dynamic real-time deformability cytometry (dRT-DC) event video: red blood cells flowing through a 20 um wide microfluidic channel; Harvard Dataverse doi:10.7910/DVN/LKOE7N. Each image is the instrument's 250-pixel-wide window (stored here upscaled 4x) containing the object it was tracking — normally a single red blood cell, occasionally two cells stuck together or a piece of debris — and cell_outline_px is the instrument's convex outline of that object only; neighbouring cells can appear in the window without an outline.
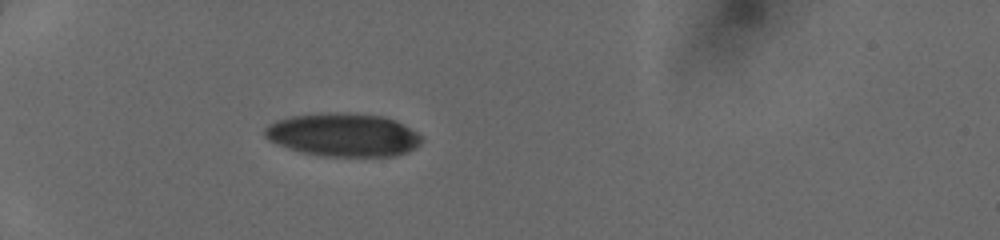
{"species": "human", "species_latin": "Homo sapiens", "temperature_condition": "cold", "stored_images_in_passage": 28, "camera_frame_rate_fps": 3000, "um_per_image_px": 0.085, "donor": {"sex": "female"}, "frame": {"image": 1, "passage_image": 1, "time_ms": 0.0, "image_size_px": [1000, 240], "cell_outline_px": [[420, 144], [416, 148], [408, 152], [392, 156], [324, 156], [300, 152], [288, 148], [268, 140], [264, 136], [264, 128], [268, 124], [276, 120], [288, 116], [328, 112], [348, 112], [384, 116], [396, 120], [416, 132], [420, 136]], "centroid_in_image_um": [29.14, 11.45], "position_along_channel_um": 55.9, "area_um2": 39.82}}
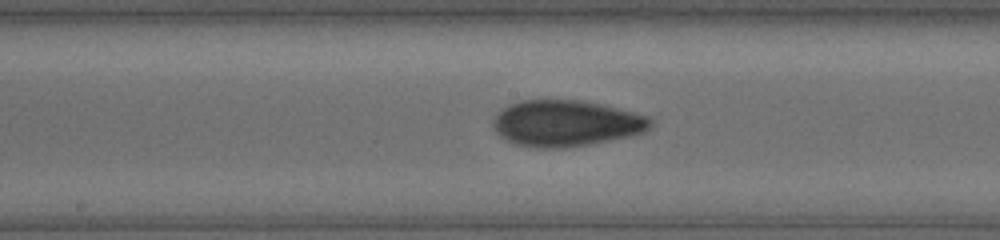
{"frame": {"image": 2, "passage_image": 13, "time_ms": 4.0, "image_size_px": [1000, 240], "cell_outline_px": [[652, 128], [644, 132], [628, 136], [588, 144], [564, 148], [536, 148], [516, 144], [504, 140], [496, 132], [492, 124], [496, 116], [508, 104], [520, 100], [580, 100], [600, 104], [648, 116], [652, 120]], "centroid_in_image_um": [48.09, 10.48], "position_along_channel_um": 200.1, "area_um2": 42.19}}
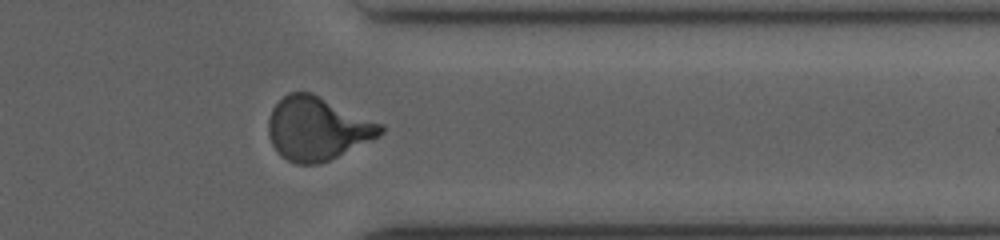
{"frame": {"image": 3, "passage_image": 26, "time_ms": 8.333, "image_size_px": [1000, 240], "cell_outline_px": [[384, 132], [380, 136], [320, 164], [296, 164], [280, 156], [272, 144], [268, 132], [268, 120], [272, 108], [288, 92], [312, 92], [384, 124]], "centroid_in_image_um": [26.98, 10.92], "position_along_channel_um": 384.4, "area_um2": 41.5}}